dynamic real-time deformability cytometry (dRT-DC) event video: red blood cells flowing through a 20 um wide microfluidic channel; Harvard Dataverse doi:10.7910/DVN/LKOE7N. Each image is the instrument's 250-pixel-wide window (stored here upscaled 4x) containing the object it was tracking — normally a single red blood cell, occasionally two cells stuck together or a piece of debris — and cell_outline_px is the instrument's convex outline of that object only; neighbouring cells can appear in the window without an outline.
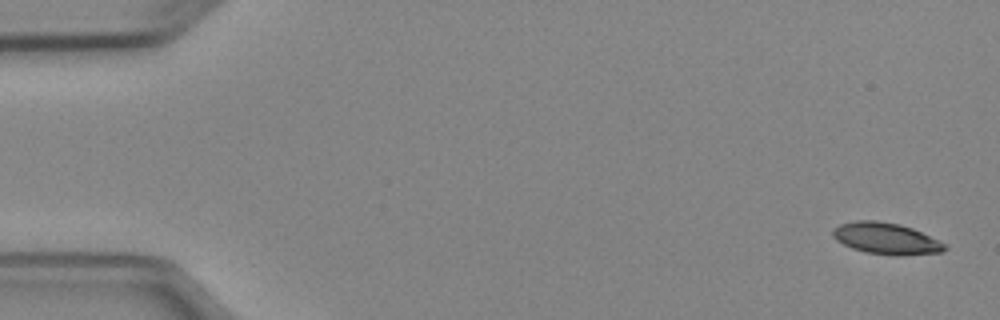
{"species": "Egyptian fruit bat (a non-hibernating species)", "species_latin": "Rousettus aegyptiacus", "temperature_condition": "cold", "stored_images_in_passage": 8, "camera_frame_rate_fps": 3000, "um_per_image_px": 0.085, "animal": {"sex": "female"}, "frame": {"image": 1, "passage_image": 1, "time_ms": 0.0, "image_size_px": [1000, 320], "cell_outline_px": [[948, 248], [940, 252], [864, 252], [852, 248], [836, 240], [832, 236], [832, 228], [840, 224], [856, 220], [876, 220], [900, 224], [912, 228], [940, 240]], "centroid_in_image_um": [75.23, 20.19], "position_along_channel_um": 9.8, "area_um2": 19.54}}
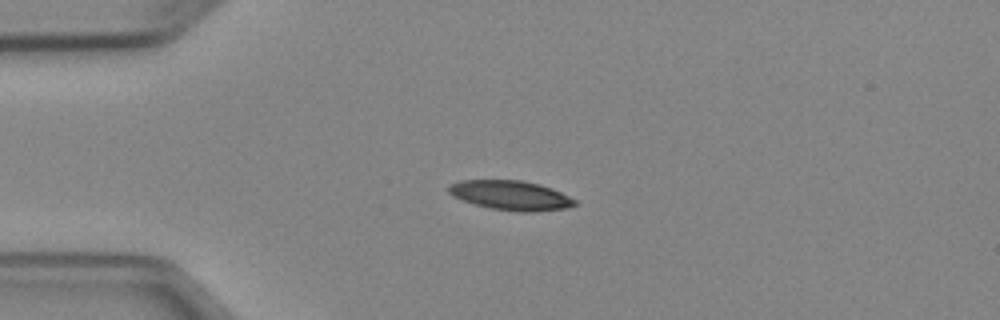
{"frame": {"image": 2, "passage_image": 4, "time_ms": 3.667, "image_size_px": [1000, 320], "cell_outline_px": [[576, 204], [568, 208], [536, 212], [516, 212], [492, 208], [476, 204], [452, 196], [448, 192], [448, 184], [460, 180], [520, 180], [540, 184], [552, 188], [576, 200]], "centroid_in_image_um": [43.41, 16.6], "position_along_channel_um": 41.6, "area_um2": 21.73}}
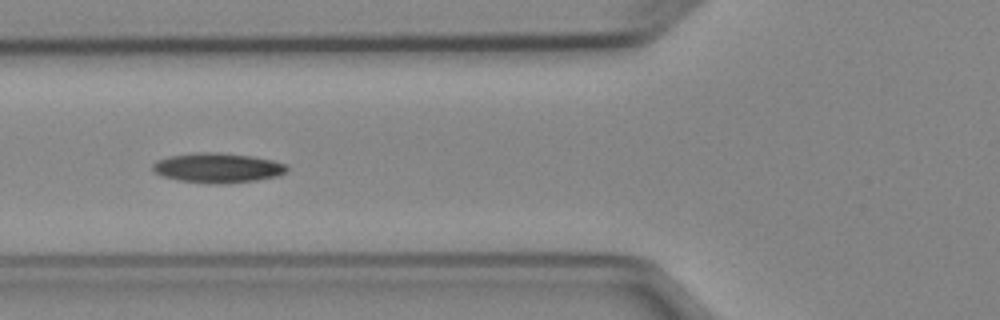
{"frame": {"image": 3, "passage_image": 6, "time_ms": 6.0, "image_size_px": [1000, 320], "cell_outline_px": [[288, 172], [276, 176], [256, 180], [216, 184], [208, 184], [180, 180], [160, 176], [152, 168], [152, 164], [156, 160], [168, 156], [196, 152], [216, 152], [252, 156], [272, 160], [288, 164]], "centroid_in_image_um": [18.49, 14.26], "position_along_channel_um": 107.3, "area_um2": 23.41}}